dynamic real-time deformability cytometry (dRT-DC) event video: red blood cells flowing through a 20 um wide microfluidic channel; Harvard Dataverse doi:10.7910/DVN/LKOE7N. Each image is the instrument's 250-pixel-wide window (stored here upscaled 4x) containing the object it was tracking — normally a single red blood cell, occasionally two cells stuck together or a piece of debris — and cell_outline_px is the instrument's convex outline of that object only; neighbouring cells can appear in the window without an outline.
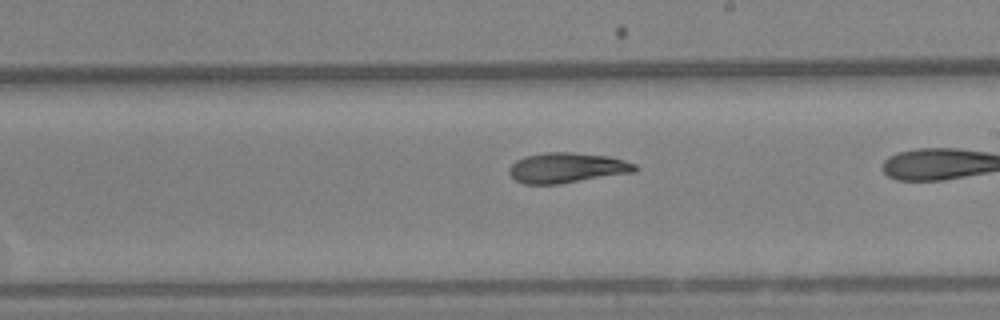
{"species": "Egyptian fruit bat (a non-hibernating species)", "species_latin": "Rousettus aegyptiacus", "temperature_condition": "warm", "stored_images_in_passage": 42, "camera_frame_rate_fps": 3000, "um_per_image_px": 0.085, "animal": {"sex": "female"}, "frame": {"image": 1, "passage_image": 30, "time_ms": 9.667, "image_size_px": [1000, 320], "cell_outline_px": [[640, 168], [636, 172], [560, 184], [524, 184], [516, 180], [508, 172], [508, 168], [516, 160], [524, 156], [544, 152], [572, 152], [608, 156], [624, 160], [636, 164]], "centroid_in_image_um": [48.21, 14.26], "position_along_channel_um": 240.8, "area_um2": 22.43}}